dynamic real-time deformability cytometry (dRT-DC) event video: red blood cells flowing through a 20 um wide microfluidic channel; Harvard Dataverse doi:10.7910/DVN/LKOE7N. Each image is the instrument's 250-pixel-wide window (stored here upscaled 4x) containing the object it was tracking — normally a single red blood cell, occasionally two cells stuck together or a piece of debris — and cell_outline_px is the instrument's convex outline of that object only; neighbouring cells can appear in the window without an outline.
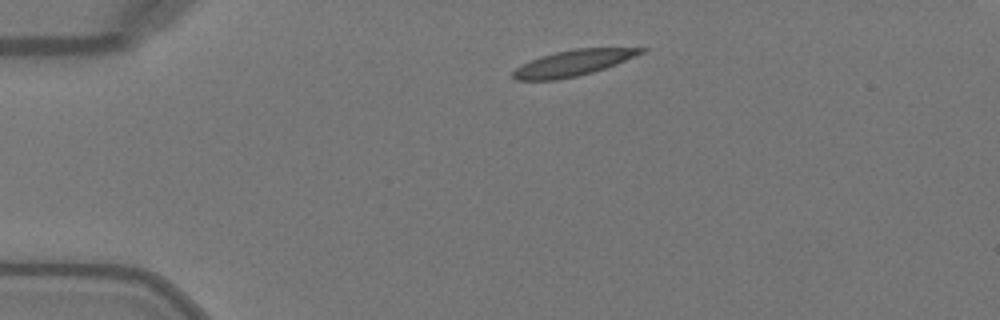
{"species": "Egyptian fruit bat (a non-hibernating species)", "species_latin": "Rousettus aegyptiacus", "temperature_condition": "warm", "stored_images_in_passage": 40, "camera_frame_rate_fps": 3000, "um_per_image_px": 0.085, "animal": {"sex": "female"}, "frame": {"image": 1, "passage_image": 1, "time_ms": 0.0, "image_size_px": [1000, 320], "cell_outline_px": [[648, 48], [644, 52], [616, 64], [592, 72], [576, 76], [556, 80], [516, 80], [512, 76], [512, 72], [516, 68], [540, 56], [556, 52], [576, 48]], "centroid_in_image_um": [48.7, 5.35], "position_along_channel_um": 36.3, "area_um2": 18.96}}
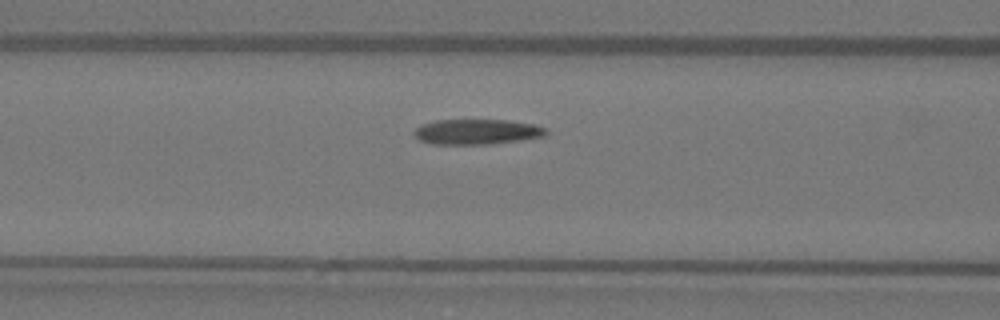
{"frame": {"image": 2, "passage_image": 11, "time_ms": 3.333, "image_size_px": [1000, 320], "cell_outline_px": [[548, 132], [544, 136], [520, 140], [488, 144], [432, 144], [420, 140], [412, 132], [420, 124], [436, 120], [508, 120], [536, 124], [544, 128]], "centroid_in_image_um": [40.52, 11.19], "position_along_channel_um": 126.1, "area_um2": 19.42}}
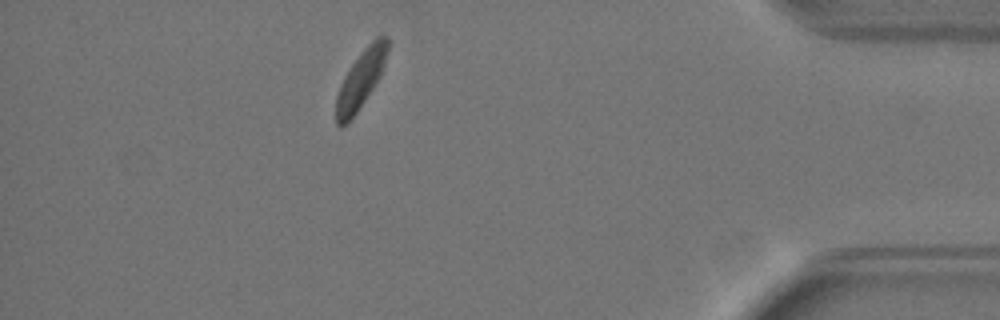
{"frame": {"image": 3, "passage_image": 35, "time_ms": 11.333, "image_size_px": [1000, 320], "cell_outline_px": [[388, 48], [384, 64], [380, 76], [348, 124], [340, 128], [336, 124], [336, 96], [340, 84], [344, 76], [360, 52], [376, 36], [388, 36]], "centroid_in_image_um": [30.64, 6.76], "position_along_channel_um": 404.6, "area_um2": 17.17}, "authors_computed_cell_mechanics": {"area_um2": 19.3919, "velocity_mm_per_s": 4.0167, "shape_relaxation_time_tau1_ms": 4.1676, "shape_relaxation_time_tau2_ms": null, "deformation_change_tau1": 0.153, "deformation_change_tau2": null}}